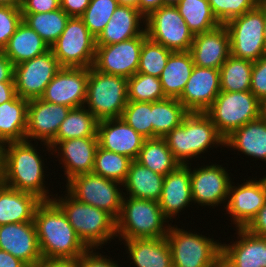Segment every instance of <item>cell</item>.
<instances>
[{
  "label": "cell",
  "instance_id": "cell-1",
  "mask_svg": "<svg viewBox=\"0 0 266 267\" xmlns=\"http://www.w3.org/2000/svg\"><path fill=\"white\" fill-rule=\"evenodd\" d=\"M37 145L29 141L9 142L3 144L2 183L16 190L35 194L42 201H51L53 192H49V186L45 179L44 161L37 151ZM51 197V198H50Z\"/></svg>",
  "mask_w": 266,
  "mask_h": 267
},
{
  "label": "cell",
  "instance_id": "cell-2",
  "mask_svg": "<svg viewBox=\"0 0 266 267\" xmlns=\"http://www.w3.org/2000/svg\"><path fill=\"white\" fill-rule=\"evenodd\" d=\"M33 221L44 259H75L88 250L53 200L36 207Z\"/></svg>",
  "mask_w": 266,
  "mask_h": 267
},
{
  "label": "cell",
  "instance_id": "cell-3",
  "mask_svg": "<svg viewBox=\"0 0 266 267\" xmlns=\"http://www.w3.org/2000/svg\"><path fill=\"white\" fill-rule=\"evenodd\" d=\"M63 193L65 195L54 194L52 200L67 216L71 226L88 249H101L112 239L117 238L116 219L111 214L80 202L66 189Z\"/></svg>",
  "mask_w": 266,
  "mask_h": 267
},
{
  "label": "cell",
  "instance_id": "cell-4",
  "mask_svg": "<svg viewBox=\"0 0 266 267\" xmlns=\"http://www.w3.org/2000/svg\"><path fill=\"white\" fill-rule=\"evenodd\" d=\"M163 138L180 165L191 164L192 158H202L201 154L212 147H224V138L204 112H189L182 124Z\"/></svg>",
  "mask_w": 266,
  "mask_h": 267
},
{
  "label": "cell",
  "instance_id": "cell-5",
  "mask_svg": "<svg viewBox=\"0 0 266 267\" xmlns=\"http://www.w3.org/2000/svg\"><path fill=\"white\" fill-rule=\"evenodd\" d=\"M169 222L157 201L123 196L120 215L116 219V233L120 242L162 238L166 237L172 225Z\"/></svg>",
  "mask_w": 266,
  "mask_h": 267
},
{
  "label": "cell",
  "instance_id": "cell-6",
  "mask_svg": "<svg viewBox=\"0 0 266 267\" xmlns=\"http://www.w3.org/2000/svg\"><path fill=\"white\" fill-rule=\"evenodd\" d=\"M128 102V79L89 68L84 106L100 121L120 118Z\"/></svg>",
  "mask_w": 266,
  "mask_h": 267
},
{
  "label": "cell",
  "instance_id": "cell-7",
  "mask_svg": "<svg viewBox=\"0 0 266 267\" xmlns=\"http://www.w3.org/2000/svg\"><path fill=\"white\" fill-rule=\"evenodd\" d=\"M260 100L251 91H220L204 112L225 139L233 131L259 118Z\"/></svg>",
  "mask_w": 266,
  "mask_h": 267
},
{
  "label": "cell",
  "instance_id": "cell-8",
  "mask_svg": "<svg viewBox=\"0 0 266 267\" xmlns=\"http://www.w3.org/2000/svg\"><path fill=\"white\" fill-rule=\"evenodd\" d=\"M166 239L173 267H211L221 256V240H215L213 236L210 238L172 225Z\"/></svg>",
  "mask_w": 266,
  "mask_h": 267
},
{
  "label": "cell",
  "instance_id": "cell-9",
  "mask_svg": "<svg viewBox=\"0 0 266 267\" xmlns=\"http://www.w3.org/2000/svg\"><path fill=\"white\" fill-rule=\"evenodd\" d=\"M265 2L225 23L230 37L231 55L255 62L266 54L264 40Z\"/></svg>",
  "mask_w": 266,
  "mask_h": 267
},
{
  "label": "cell",
  "instance_id": "cell-10",
  "mask_svg": "<svg viewBox=\"0 0 266 267\" xmlns=\"http://www.w3.org/2000/svg\"><path fill=\"white\" fill-rule=\"evenodd\" d=\"M50 49L61 67L90 68L95 60L96 38L81 17H70Z\"/></svg>",
  "mask_w": 266,
  "mask_h": 267
},
{
  "label": "cell",
  "instance_id": "cell-11",
  "mask_svg": "<svg viewBox=\"0 0 266 267\" xmlns=\"http://www.w3.org/2000/svg\"><path fill=\"white\" fill-rule=\"evenodd\" d=\"M65 188L80 202L103 209L115 219L119 217L124 196L120 182L86 173L70 179Z\"/></svg>",
  "mask_w": 266,
  "mask_h": 267
},
{
  "label": "cell",
  "instance_id": "cell-12",
  "mask_svg": "<svg viewBox=\"0 0 266 267\" xmlns=\"http://www.w3.org/2000/svg\"><path fill=\"white\" fill-rule=\"evenodd\" d=\"M145 23L146 33L151 41L173 52L190 51L194 35L176 6H161L145 18Z\"/></svg>",
  "mask_w": 266,
  "mask_h": 267
},
{
  "label": "cell",
  "instance_id": "cell-13",
  "mask_svg": "<svg viewBox=\"0 0 266 267\" xmlns=\"http://www.w3.org/2000/svg\"><path fill=\"white\" fill-rule=\"evenodd\" d=\"M190 165V181L193 204L205 207H218L221 204L225 205L228 200L229 187L232 182V177L227 169L219 163L209 164L191 168ZM199 167V168H198ZM193 169V170H192ZM230 175V176H229Z\"/></svg>",
  "mask_w": 266,
  "mask_h": 267
},
{
  "label": "cell",
  "instance_id": "cell-14",
  "mask_svg": "<svg viewBox=\"0 0 266 267\" xmlns=\"http://www.w3.org/2000/svg\"><path fill=\"white\" fill-rule=\"evenodd\" d=\"M61 68L51 49L14 66L16 94L28 101L41 98Z\"/></svg>",
  "mask_w": 266,
  "mask_h": 267
},
{
  "label": "cell",
  "instance_id": "cell-15",
  "mask_svg": "<svg viewBox=\"0 0 266 267\" xmlns=\"http://www.w3.org/2000/svg\"><path fill=\"white\" fill-rule=\"evenodd\" d=\"M147 38L145 30L140 36L120 43L96 46L93 67L105 74L132 77L137 73L141 47Z\"/></svg>",
  "mask_w": 266,
  "mask_h": 267
},
{
  "label": "cell",
  "instance_id": "cell-16",
  "mask_svg": "<svg viewBox=\"0 0 266 267\" xmlns=\"http://www.w3.org/2000/svg\"><path fill=\"white\" fill-rule=\"evenodd\" d=\"M234 184L232 180L224 214H229L236 229L245 228L266 203V174L258 180L249 177Z\"/></svg>",
  "mask_w": 266,
  "mask_h": 267
},
{
  "label": "cell",
  "instance_id": "cell-17",
  "mask_svg": "<svg viewBox=\"0 0 266 267\" xmlns=\"http://www.w3.org/2000/svg\"><path fill=\"white\" fill-rule=\"evenodd\" d=\"M70 110L68 106L44 101L41 98L29 100L25 141H40V146L46 147L42 152L48 151L46 153L50 152L48 155L52 156V148L48 144L56 137L62 121Z\"/></svg>",
  "mask_w": 266,
  "mask_h": 267
},
{
  "label": "cell",
  "instance_id": "cell-18",
  "mask_svg": "<svg viewBox=\"0 0 266 267\" xmlns=\"http://www.w3.org/2000/svg\"><path fill=\"white\" fill-rule=\"evenodd\" d=\"M48 145L52 148V155L57 153L55 156L63 167L66 183L77 175L92 173L98 147L97 137L51 141Z\"/></svg>",
  "mask_w": 266,
  "mask_h": 267
},
{
  "label": "cell",
  "instance_id": "cell-19",
  "mask_svg": "<svg viewBox=\"0 0 266 267\" xmlns=\"http://www.w3.org/2000/svg\"><path fill=\"white\" fill-rule=\"evenodd\" d=\"M88 76L89 68L62 67L46 86L41 99L70 108L84 106Z\"/></svg>",
  "mask_w": 266,
  "mask_h": 267
},
{
  "label": "cell",
  "instance_id": "cell-20",
  "mask_svg": "<svg viewBox=\"0 0 266 267\" xmlns=\"http://www.w3.org/2000/svg\"><path fill=\"white\" fill-rule=\"evenodd\" d=\"M0 249L35 267L42 259L34 221L0 225Z\"/></svg>",
  "mask_w": 266,
  "mask_h": 267
},
{
  "label": "cell",
  "instance_id": "cell-21",
  "mask_svg": "<svg viewBox=\"0 0 266 267\" xmlns=\"http://www.w3.org/2000/svg\"><path fill=\"white\" fill-rule=\"evenodd\" d=\"M221 91L218 69L194 66L178 98L189 112H205Z\"/></svg>",
  "mask_w": 266,
  "mask_h": 267
},
{
  "label": "cell",
  "instance_id": "cell-22",
  "mask_svg": "<svg viewBox=\"0 0 266 267\" xmlns=\"http://www.w3.org/2000/svg\"><path fill=\"white\" fill-rule=\"evenodd\" d=\"M97 138L99 147L125 155L132 160L138 158L145 140L121 117L100 120L97 126Z\"/></svg>",
  "mask_w": 266,
  "mask_h": 267
},
{
  "label": "cell",
  "instance_id": "cell-23",
  "mask_svg": "<svg viewBox=\"0 0 266 267\" xmlns=\"http://www.w3.org/2000/svg\"><path fill=\"white\" fill-rule=\"evenodd\" d=\"M190 53L195 66L219 70L231 55L230 37L225 25L194 35Z\"/></svg>",
  "mask_w": 266,
  "mask_h": 267
},
{
  "label": "cell",
  "instance_id": "cell-24",
  "mask_svg": "<svg viewBox=\"0 0 266 267\" xmlns=\"http://www.w3.org/2000/svg\"><path fill=\"white\" fill-rule=\"evenodd\" d=\"M237 240L221 242V255L232 267H266V238L234 228Z\"/></svg>",
  "mask_w": 266,
  "mask_h": 267
},
{
  "label": "cell",
  "instance_id": "cell-25",
  "mask_svg": "<svg viewBox=\"0 0 266 267\" xmlns=\"http://www.w3.org/2000/svg\"><path fill=\"white\" fill-rule=\"evenodd\" d=\"M191 202V203H190ZM163 215L170 221L193 203L190 166L179 165L164 176L161 197L158 201Z\"/></svg>",
  "mask_w": 266,
  "mask_h": 267
},
{
  "label": "cell",
  "instance_id": "cell-26",
  "mask_svg": "<svg viewBox=\"0 0 266 267\" xmlns=\"http://www.w3.org/2000/svg\"><path fill=\"white\" fill-rule=\"evenodd\" d=\"M145 26V17L138 8L118 5L110 21L96 37V46L111 45L138 37L145 31Z\"/></svg>",
  "mask_w": 266,
  "mask_h": 267
},
{
  "label": "cell",
  "instance_id": "cell-27",
  "mask_svg": "<svg viewBox=\"0 0 266 267\" xmlns=\"http://www.w3.org/2000/svg\"><path fill=\"white\" fill-rule=\"evenodd\" d=\"M127 259L134 267H173L166 237L124 240ZM134 263V264H133Z\"/></svg>",
  "mask_w": 266,
  "mask_h": 267
},
{
  "label": "cell",
  "instance_id": "cell-28",
  "mask_svg": "<svg viewBox=\"0 0 266 267\" xmlns=\"http://www.w3.org/2000/svg\"><path fill=\"white\" fill-rule=\"evenodd\" d=\"M42 202L35 194L0 184V225L32 222Z\"/></svg>",
  "mask_w": 266,
  "mask_h": 267
},
{
  "label": "cell",
  "instance_id": "cell-29",
  "mask_svg": "<svg viewBox=\"0 0 266 267\" xmlns=\"http://www.w3.org/2000/svg\"><path fill=\"white\" fill-rule=\"evenodd\" d=\"M225 147L266 163V123L260 118L246 123L224 139Z\"/></svg>",
  "mask_w": 266,
  "mask_h": 267
},
{
  "label": "cell",
  "instance_id": "cell-30",
  "mask_svg": "<svg viewBox=\"0 0 266 267\" xmlns=\"http://www.w3.org/2000/svg\"><path fill=\"white\" fill-rule=\"evenodd\" d=\"M164 176L142 166L136 160L130 164L123 190L124 196L137 199L159 201L162 193ZM126 193V194H125Z\"/></svg>",
  "mask_w": 266,
  "mask_h": 267
},
{
  "label": "cell",
  "instance_id": "cell-31",
  "mask_svg": "<svg viewBox=\"0 0 266 267\" xmlns=\"http://www.w3.org/2000/svg\"><path fill=\"white\" fill-rule=\"evenodd\" d=\"M50 50L43 39L23 21L3 48V54L14 66Z\"/></svg>",
  "mask_w": 266,
  "mask_h": 267
},
{
  "label": "cell",
  "instance_id": "cell-32",
  "mask_svg": "<svg viewBox=\"0 0 266 267\" xmlns=\"http://www.w3.org/2000/svg\"><path fill=\"white\" fill-rule=\"evenodd\" d=\"M29 101L16 95L0 104V143L25 141Z\"/></svg>",
  "mask_w": 266,
  "mask_h": 267
},
{
  "label": "cell",
  "instance_id": "cell-33",
  "mask_svg": "<svg viewBox=\"0 0 266 267\" xmlns=\"http://www.w3.org/2000/svg\"><path fill=\"white\" fill-rule=\"evenodd\" d=\"M194 62L190 51L172 52L159 77L166 98L178 99L189 80Z\"/></svg>",
  "mask_w": 266,
  "mask_h": 267
},
{
  "label": "cell",
  "instance_id": "cell-34",
  "mask_svg": "<svg viewBox=\"0 0 266 267\" xmlns=\"http://www.w3.org/2000/svg\"><path fill=\"white\" fill-rule=\"evenodd\" d=\"M142 166L166 176L180 164L173 157L164 138L145 139L136 159Z\"/></svg>",
  "mask_w": 266,
  "mask_h": 267
},
{
  "label": "cell",
  "instance_id": "cell-35",
  "mask_svg": "<svg viewBox=\"0 0 266 267\" xmlns=\"http://www.w3.org/2000/svg\"><path fill=\"white\" fill-rule=\"evenodd\" d=\"M189 111L175 98L152 102L153 138H163L182 124Z\"/></svg>",
  "mask_w": 266,
  "mask_h": 267
},
{
  "label": "cell",
  "instance_id": "cell-36",
  "mask_svg": "<svg viewBox=\"0 0 266 267\" xmlns=\"http://www.w3.org/2000/svg\"><path fill=\"white\" fill-rule=\"evenodd\" d=\"M70 16L61 8L45 13H22V21L51 47L65 29Z\"/></svg>",
  "mask_w": 266,
  "mask_h": 267
},
{
  "label": "cell",
  "instance_id": "cell-37",
  "mask_svg": "<svg viewBox=\"0 0 266 267\" xmlns=\"http://www.w3.org/2000/svg\"><path fill=\"white\" fill-rule=\"evenodd\" d=\"M98 122L99 120L85 106L71 108L52 141L97 137Z\"/></svg>",
  "mask_w": 266,
  "mask_h": 267
},
{
  "label": "cell",
  "instance_id": "cell-38",
  "mask_svg": "<svg viewBox=\"0 0 266 267\" xmlns=\"http://www.w3.org/2000/svg\"><path fill=\"white\" fill-rule=\"evenodd\" d=\"M175 6L193 35L209 32L221 25L208 0H180Z\"/></svg>",
  "mask_w": 266,
  "mask_h": 267
},
{
  "label": "cell",
  "instance_id": "cell-39",
  "mask_svg": "<svg viewBox=\"0 0 266 267\" xmlns=\"http://www.w3.org/2000/svg\"><path fill=\"white\" fill-rule=\"evenodd\" d=\"M253 64L230 55L219 69L221 91H250Z\"/></svg>",
  "mask_w": 266,
  "mask_h": 267
},
{
  "label": "cell",
  "instance_id": "cell-40",
  "mask_svg": "<svg viewBox=\"0 0 266 267\" xmlns=\"http://www.w3.org/2000/svg\"><path fill=\"white\" fill-rule=\"evenodd\" d=\"M132 161L125 155L117 154L98 146L92 173L123 184Z\"/></svg>",
  "mask_w": 266,
  "mask_h": 267
},
{
  "label": "cell",
  "instance_id": "cell-41",
  "mask_svg": "<svg viewBox=\"0 0 266 267\" xmlns=\"http://www.w3.org/2000/svg\"><path fill=\"white\" fill-rule=\"evenodd\" d=\"M165 98L158 77L136 73L128 78V101L152 103Z\"/></svg>",
  "mask_w": 266,
  "mask_h": 267
},
{
  "label": "cell",
  "instance_id": "cell-42",
  "mask_svg": "<svg viewBox=\"0 0 266 267\" xmlns=\"http://www.w3.org/2000/svg\"><path fill=\"white\" fill-rule=\"evenodd\" d=\"M173 51L147 38L141 47L137 73L160 77Z\"/></svg>",
  "mask_w": 266,
  "mask_h": 267
},
{
  "label": "cell",
  "instance_id": "cell-43",
  "mask_svg": "<svg viewBox=\"0 0 266 267\" xmlns=\"http://www.w3.org/2000/svg\"><path fill=\"white\" fill-rule=\"evenodd\" d=\"M121 118L145 139H153L151 102L128 101Z\"/></svg>",
  "mask_w": 266,
  "mask_h": 267
},
{
  "label": "cell",
  "instance_id": "cell-44",
  "mask_svg": "<svg viewBox=\"0 0 266 267\" xmlns=\"http://www.w3.org/2000/svg\"><path fill=\"white\" fill-rule=\"evenodd\" d=\"M118 5L117 0H90V4L81 18L95 38L110 21Z\"/></svg>",
  "mask_w": 266,
  "mask_h": 267
},
{
  "label": "cell",
  "instance_id": "cell-45",
  "mask_svg": "<svg viewBox=\"0 0 266 267\" xmlns=\"http://www.w3.org/2000/svg\"><path fill=\"white\" fill-rule=\"evenodd\" d=\"M211 10L221 25L255 9L261 0H208Z\"/></svg>",
  "mask_w": 266,
  "mask_h": 267
},
{
  "label": "cell",
  "instance_id": "cell-46",
  "mask_svg": "<svg viewBox=\"0 0 266 267\" xmlns=\"http://www.w3.org/2000/svg\"><path fill=\"white\" fill-rule=\"evenodd\" d=\"M21 22L20 8L0 6V51L7 45Z\"/></svg>",
  "mask_w": 266,
  "mask_h": 267
},
{
  "label": "cell",
  "instance_id": "cell-47",
  "mask_svg": "<svg viewBox=\"0 0 266 267\" xmlns=\"http://www.w3.org/2000/svg\"><path fill=\"white\" fill-rule=\"evenodd\" d=\"M250 91L260 101L266 98V54L253 64Z\"/></svg>",
  "mask_w": 266,
  "mask_h": 267
},
{
  "label": "cell",
  "instance_id": "cell-48",
  "mask_svg": "<svg viewBox=\"0 0 266 267\" xmlns=\"http://www.w3.org/2000/svg\"><path fill=\"white\" fill-rule=\"evenodd\" d=\"M97 249H88L79 257L80 267H120L118 261L103 255ZM108 257V258H107ZM114 260V261H113Z\"/></svg>",
  "mask_w": 266,
  "mask_h": 267
},
{
  "label": "cell",
  "instance_id": "cell-49",
  "mask_svg": "<svg viewBox=\"0 0 266 267\" xmlns=\"http://www.w3.org/2000/svg\"><path fill=\"white\" fill-rule=\"evenodd\" d=\"M61 8L60 0H23L21 13H45Z\"/></svg>",
  "mask_w": 266,
  "mask_h": 267
},
{
  "label": "cell",
  "instance_id": "cell-50",
  "mask_svg": "<svg viewBox=\"0 0 266 267\" xmlns=\"http://www.w3.org/2000/svg\"><path fill=\"white\" fill-rule=\"evenodd\" d=\"M245 229L253 235L266 238V203Z\"/></svg>",
  "mask_w": 266,
  "mask_h": 267
},
{
  "label": "cell",
  "instance_id": "cell-51",
  "mask_svg": "<svg viewBox=\"0 0 266 267\" xmlns=\"http://www.w3.org/2000/svg\"><path fill=\"white\" fill-rule=\"evenodd\" d=\"M61 9L65 11L70 17H81L90 0H60Z\"/></svg>",
  "mask_w": 266,
  "mask_h": 267
},
{
  "label": "cell",
  "instance_id": "cell-52",
  "mask_svg": "<svg viewBox=\"0 0 266 267\" xmlns=\"http://www.w3.org/2000/svg\"><path fill=\"white\" fill-rule=\"evenodd\" d=\"M14 81V65L13 63L0 51V82Z\"/></svg>",
  "mask_w": 266,
  "mask_h": 267
},
{
  "label": "cell",
  "instance_id": "cell-53",
  "mask_svg": "<svg viewBox=\"0 0 266 267\" xmlns=\"http://www.w3.org/2000/svg\"><path fill=\"white\" fill-rule=\"evenodd\" d=\"M35 267H80L79 258L42 259Z\"/></svg>",
  "mask_w": 266,
  "mask_h": 267
},
{
  "label": "cell",
  "instance_id": "cell-54",
  "mask_svg": "<svg viewBox=\"0 0 266 267\" xmlns=\"http://www.w3.org/2000/svg\"><path fill=\"white\" fill-rule=\"evenodd\" d=\"M161 6H164V0H138L137 8L146 18Z\"/></svg>",
  "mask_w": 266,
  "mask_h": 267
},
{
  "label": "cell",
  "instance_id": "cell-55",
  "mask_svg": "<svg viewBox=\"0 0 266 267\" xmlns=\"http://www.w3.org/2000/svg\"><path fill=\"white\" fill-rule=\"evenodd\" d=\"M16 95L14 81L0 82V104L11 101Z\"/></svg>",
  "mask_w": 266,
  "mask_h": 267
},
{
  "label": "cell",
  "instance_id": "cell-56",
  "mask_svg": "<svg viewBox=\"0 0 266 267\" xmlns=\"http://www.w3.org/2000/svg\"><path fill=\"white\" fill-rule=\"evenodd\" d=\"M0 267H28L23 261L0 249Z\"/></svg>",
  "mask_w": 266,
  "mask_h": 267
},
{
  "label": "cell",
  "instance_id": "cell-57",
  "mask_svg": "<svg viewBox=\"0 0 266 267\" xmlns=\"http://www.w3.org/2000/svg\"><path fill=\"white\" fill-rule=\"evenodd\" d=\"M23 0H0V6L21 8Z\"/></svg>",
  "mask_w": 266,
  "mask_h": 267
},
{
  "label": "cell",
  "instance_id": "cell-58",
  "mask_svg": "<svg viewBox=\"0 0 266 267\" xmlns=\"http://www.w3.org/2000/svg\"><path fill=\"white\" fill-rule=\"evenodd\" d=\"M259 118L266 123V98L260 101Z\"/></svg>",
  "mask_w": 266,
  "mask_h": 267
},
{
  "label": "cell",
  "instance_id": "cell-59",
  "mask_svg": "<svg viewBox=\"0 0 266 267\" xmlns=\"http://www.w3.org/2000/svg\"><path fill=\"white\" fill-rule=\"evenodd\" d=\"M211 267H232L231 264L221 255Z\"/></svg>",
  "mask_w": 266,
  "mask_h": 267
},
{
  "label": "cell",
  "instance_id": "cell-60",
  "mask_svg": "<svg viewBox=\"0 0 266 267\" xmlns=\"http://www.w3.org/2000/svg\"><path fill=\"white\" fill-rule=\"evenodd\" d=\"M119 5H130L137 8L138 0H117Z\"/></svg>",
  "mask_w": 266,
  "mask_h": 267
},
{
  "label": "cell",
  "instance_id": "cell-61",
  "mask_svg": "<svg viewBox=\"0 0 266 267\" xmlns=\"http://www.w3.org/2000/svg\"><path fill=\"white\" fill-rule=\"evenodd\" d=\"M3 144L0 143V184L2 183Z\"/></svg>",
  "mask_w": 266,
  "mask_h": 267
},
{
  "label": "cell",
  "instance_id": "cell-62",
  "mask_svg": "<svg viewBox=\"0 0 266 267\" xmlns=\"http://www.w3.org/2000/svg\"><path fill=\"white\" fill-rule=\"evenodd\" d=\"M180 2V0H164V5H176Z\"/></svg>",
  "mask_w": 266,
  "mask_h": 267
},
{
  "label": "cell",
  "instance_id": "cell-63",
  "mask_svg": "<svg viewBox=\"0 0 266 267\" xmlns=\"http://www.w3.org/2000/svg\"><path fill=\"white\" fill-rule=\"evenodd\" d=\"M264 40L266 45V2H265Z\"/></svg>",
  "mask_w": 266,
  "mask_h": 267
}]
</instances>
